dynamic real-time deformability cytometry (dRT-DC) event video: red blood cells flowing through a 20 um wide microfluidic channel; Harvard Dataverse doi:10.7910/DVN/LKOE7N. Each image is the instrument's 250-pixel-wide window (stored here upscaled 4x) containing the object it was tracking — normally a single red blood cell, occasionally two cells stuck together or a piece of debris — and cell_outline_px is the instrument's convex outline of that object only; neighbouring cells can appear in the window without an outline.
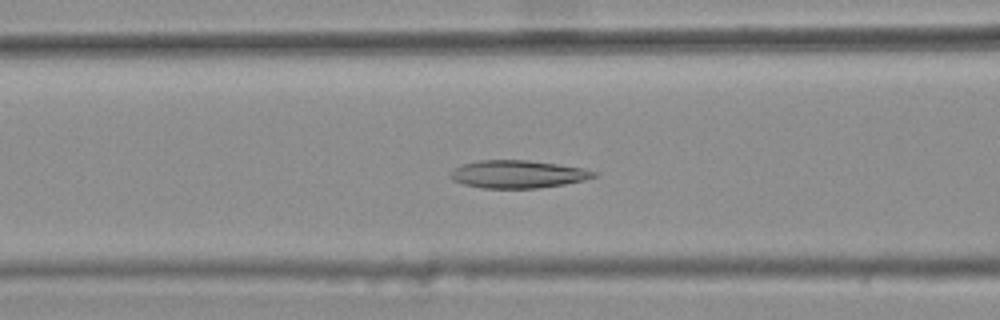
{"species": "common noctule bat (a hibernating species)", "species_latin": "Nyctalus noctula", "temperature_condition": "warm", "stored_images_in_passage": 40, "camera_frame_rate_fps": 3000, "um_per_image_px": 0.085, "animal": {"sex": "female", "body_mass_g": 25.1}, "frame": {"image": 1, "passage_image": 16, "time_ms": 5.0, "image_size_px": [1000, 320], "cell_outline_px": [[600, 176], [584, 180], [564, 184], [536, 188], [480, 188], [464, 184], [452, 180], [448, 176], [456, 168], [464, 164], [480, 160], [528, 160], [556, 164], [580, 168], [600, 172]], "centroid_in_image_um": [44.05, 14.81], "position_along_channel_um": 122.6, "area_um2": 23.12}}
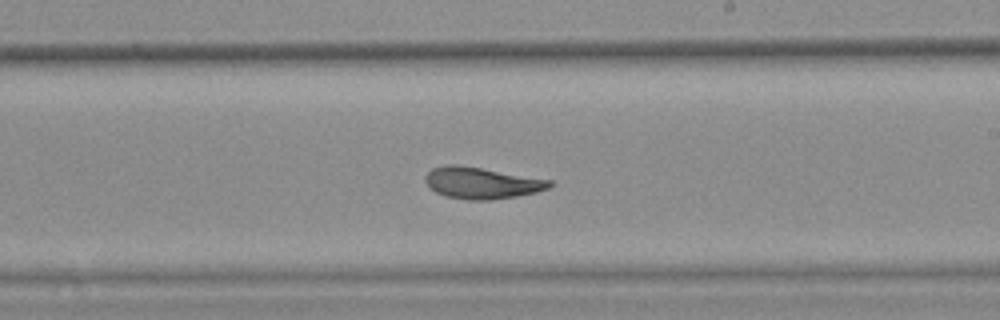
{"frame": {"image": 2, "passage_image": 26, "time_ms": 8.333, "image_size_px": [1000, 320], "cell_outline_px": [[556, 184], [548, 188], [536, 192], [516, 196], [492, 200], [468, 200], [444, 196], [428, 188], [424, 180], [424, 176], [432, 168], [448, 164], [456, 164], [552, 180]], "centroid_in_image_um": [40.91, 15.56], "position_along_channel_um": 248.1, "area_um2": 22.95}}
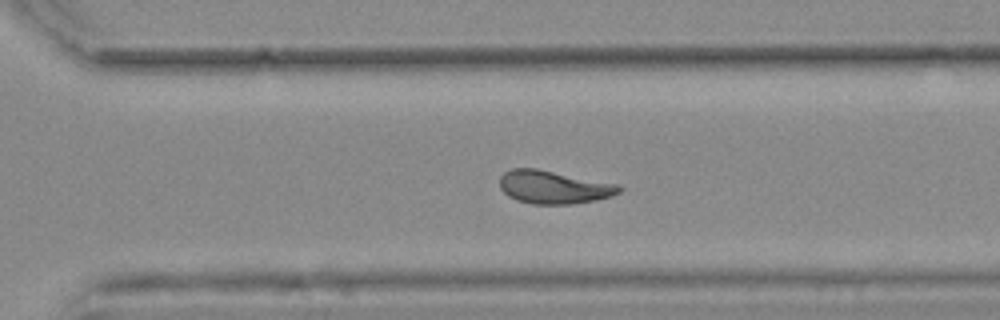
{"frame": {"image": 3, "passage_image": 32, "time_ms": 10.333, "image_size_px": [1000, 320], "cell_outline_px": [[624, 188], [620, 192], [612, 196], [572, 204], [532, 204], [516, 200], [508, 196], [500, 188], [500, 176], [504, 172], [512, 168], [536, 168], [620, 184]], "centroid_in_image_um": [47.07, 15.9], "position_along_channel_um": 323.5, "area_um2": 23.18}, "authors_computed_cell_mechanics": {"area_um2": 23.1489, "velocity_mm_per_s": 3.7742, "shape_relaxation_time_tau1_ms": null, "shape_relaxation_time_tau2_ms": 2.4567, "deformation_change_tau1": null, "deformation_change_tau2": 0.083}}